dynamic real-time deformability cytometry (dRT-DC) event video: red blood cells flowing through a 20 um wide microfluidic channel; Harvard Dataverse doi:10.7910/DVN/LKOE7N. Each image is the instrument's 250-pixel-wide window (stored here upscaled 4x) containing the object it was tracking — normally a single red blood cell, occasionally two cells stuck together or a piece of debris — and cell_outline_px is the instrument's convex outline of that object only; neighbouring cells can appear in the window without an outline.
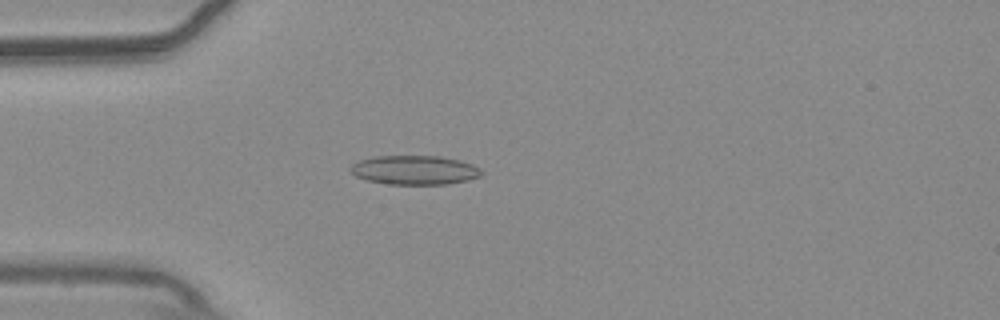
{"species": "common noctule bat (a hibernating species)", "species_latin": "Nyctalus noctula", "temperature_condition": "warm", "stored_images_in_passage": 54, "camera_frame_rate_fps": 3000, "um_per_image_px": 0.085, "animal": {"sex": "male", "body_mass_g": 20.4}, "frame": {"image": 1, "passage_image": 15, "time_ms": 4.667, "image_size_px": [1000, 320], "cell_outline_px": [[484, 172], [480, 176], [468, 180], [444, 184], [388, 184], [368, 180], [356, 176], [348, 168], [352, 164], [360, 160], [372, 156], [440, 156], [460, 160], [472, 164], [480, 168]], "centroid_in_image_um": [35.25, 14.44], "position_along_channel_um": 49.8, "area_um2": 22.25}}
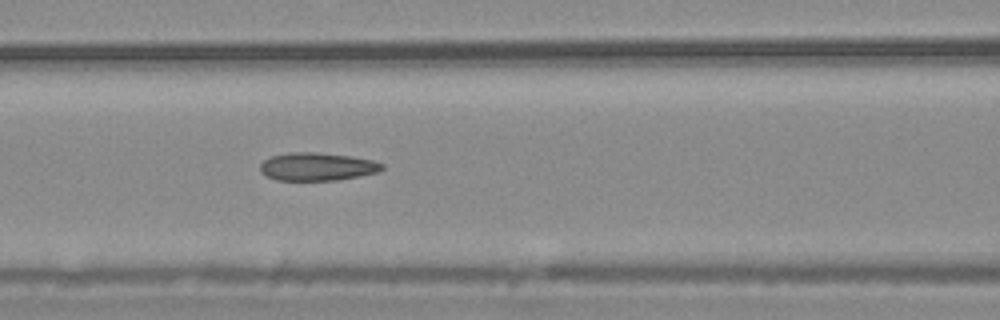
{"frame": {"image": 2, "passage_image": 23, "time_ms": 7.333, "image_size_px": [1000, 320], "cell_outline_px": [[384, 168], [380, 172], [360, 176], [336, 180], [276, 180], [264, 176], [260, 172], [260, 164], [264, 160], [272, 156], [292, 152], [312, 152], [352, 156], [372, 160], [384, 164]], "centroid_in_image_um": [26.96, 14.17], "position_along_channel_um": 139.6, "area_um2": 20.0}}
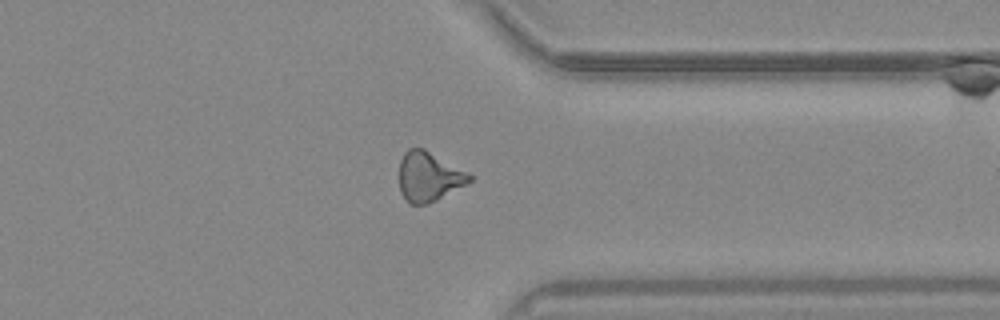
{"frame": {"image": 3, "passage_image": 42, "time_ms": 13.667, "image_size_px": [1000, 320], "cell_outline_px": [[472, 180], [436, 200], [428, 204], [408, 204], [400, 192], [400, 160], [404, 152], [408, 148], [424, 148], [468, 172], [472, 176]], "centroid_in_image_um": [36.42, 15.01], "position_along_channel_um": 375.0, "area_um2": 20.17}, "authors_computed_cell_mechanics": {"area_um2": 20.4034, "velocity_mm_per_s": 3.7698, "shape_relaxation_time_tau1_ms": 8.6916, "shape_relaxation_time_tau2_ms": 2.8457, "deformation_change_tau1": 0.214, "deformation_change_tau2": 0.1256}}